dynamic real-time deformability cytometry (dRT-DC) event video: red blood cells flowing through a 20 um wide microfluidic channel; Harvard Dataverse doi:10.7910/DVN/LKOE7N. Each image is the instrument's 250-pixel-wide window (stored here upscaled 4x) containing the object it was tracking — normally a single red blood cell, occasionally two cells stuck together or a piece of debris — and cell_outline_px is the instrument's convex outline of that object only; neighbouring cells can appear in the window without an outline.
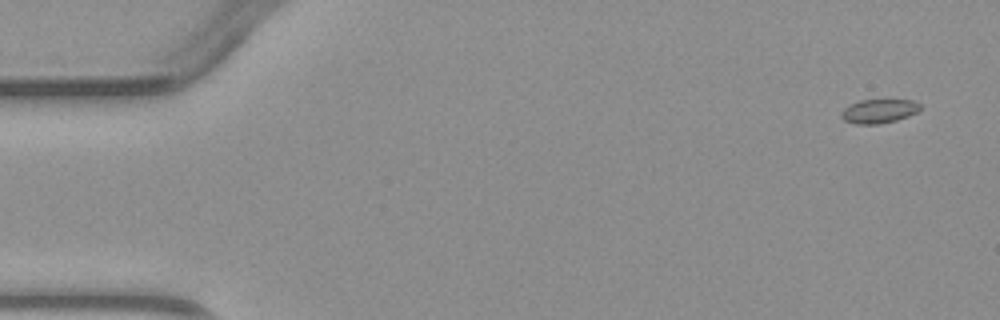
{"species": "common noctule bat (a hibernating species)", "species_latin": "Nyctalus noctula", "temperature_condition": "warm", "stored_images_in_passage": 3, "camera_frame_rate_fps": 3000, "um_per_image_px": 0.085, "animal": {"sex": "male", "body_mass_g": 23.1, "forearm_length_mm": 52.7}, "frame": {"image": 1, "passage_image": 1, "time_ms": 0.0, "image_size_px": [1000, 320], "cell_outline_px": [[920, 108], [916, 112], [908, 116], [896, 120], [876, 124], [856, 124], [844, 120], [840, 116], [840, 112], [848, 104], [860, 100], [912, 100], [920, 104]], "centroid_in_image_um": [74.65, 9.44], "position_along_channel_um": 10.3, "area_um2": 10.98}}